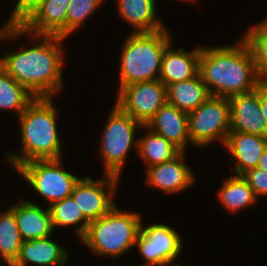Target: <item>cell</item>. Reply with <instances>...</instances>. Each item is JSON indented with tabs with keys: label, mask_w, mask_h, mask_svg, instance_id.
<instances>
[{
	"label": "cell",
	"mask_w": 267,
	"mask_h": 266,
	"mask_svg": "<svg viewBox=\"0 0 267 266\" xmlns=\"http://www.w3.org/2000/svg\"><path fill=\"white\" fill-rule=\"evenodd\" d=\"M141 225L140 213L121 211L115 205L89 223L81 241L97 255L119 257L135 246Z\"/></svg>",
	"instance_id": "obj_5"
},
{
	"label": "cell",
	"mask_w": 267,
	"mask_h": 266,
	"mask_svg": "<svg viewBox=\"0 0 267 266\" xmlns=\"http://www.w3.org/2000/svg\"><path fill=\"white\" fill-rule=\"evenodd\" d=\"M48 207L51 213L54 229L57 226L64 227L77 225L78 223L80 224V222H83L79 225V227L77 226V228L75 229L80 239L85 235L89 222L82 215V211L79 210V207L77 206V203L72 196L55 202Z\"/></svg>",
	"instance_id": "obj_26"
},
{
	"label": "cell",
	"mask_w": 267,
	"mask_h": 266,
	"mask_svg": "<svg viewBox=\"0 0 267 266\" xmlns=\"http://www.w3.org/2000/svg\"><path fill=\"white\" fill-rule=\"evenodd\" d=\"M218 190V199L231 213L252 205L257 199L242 175L229 176Z\"/></svg>",
	"instance_id": "obj_23"
},
{
	"label": "cell",
	"mask_w": 267,
	"mask_h": 266,
	"mask_svg": "<svg viewBox=\"0 0 267 266\" xmlns=\"http://www.w3.org/2000/svg\"><path fill=\"white\" fill-rule=\"evenodd\" d=\"M255 90L259 94L261 112L267 125V80H260Z\"/></svg>",
	"instance_id": "obj_31"
},
{
	"label": "cell",
	"mask_w": 267,
	"mask_h": 266,
	"mask_svg": "<svg viewBox=\"0 0 267 266\" xmlns=\"http://www.w3.org/2000/svg\"><path fill=\"white\" fill-rule=\"evenodd\" d=\"M36 97L18 83L0 65V109H12L20 114Z\"/></svg>",
	"instance_id": "obj_24"
},
{
	"label": "cell",
	"mask_w": 267,
	"mask_h": 266,
	"mask_svg": "<svg viewBox=\"0 0 267 266\" xmlns=\"http://www.w3.org/2000/svg\"><path fill=\"white\" fill-rule=\"evenodd\" d=\"M120 17L134 26V33L155 32L166 27L156 16V0H117Z\"/></svg>",
	"instance_id": "obj_20"
},
{
	"label": "cell",
	"mask_w": 267,
	"mask_h": 266,
	"mask_svg": "<svg viewBox=\"0 0 267 266\" xmlns=\"http://www.w3.org/2000/svg\"><path fill=\"white\" fill-rule=\"evenodd\" d=\"M10 208L15 212L23 241L50 237L53 234L54 227L49 207L44 210L31 201L23 200Z\"/></svg>",
	"instance_id": "obj_18"
},
{
	"label": "cell",
	"mask_w": 267,
	"mask_h": 266,
	"mask_svg": "<svg viewBox=\"0 0 267 266\" xmlns=\"http://www.w3.org/2000/svg\"><path fill=\"white\" fill-rule=\"evenodd\" d=\"M198 73L210 95L224 98L252 92L260 81L243 37L238 45L200 48Z\"/></svg>",
	"instance_id": "obj_2"
},
{
	"label": "cell",
	"mask_w": 267,
	"mask_h": 266,
	"mask_svg": "<svg viewBox=\"0 0 267 266\" xmlns=\"http://www.w3.org/2000/svg\"><path fill=\"white\" fill-rule=\"evenodd\" d=\"M257 167L267 172V147L264 149Z\"/></svg>",
	"instance_id": "obj_32"
},
{
	"label": "cell",
	"mask_w": 267,
	"mask_h": 266,
	"mask_svg": "<svg viewBox=\"0 0 267 266\" xmlns=\"http://www.w3.org/2000/svg\"><path fill=\"white\" fill-rule=\"evenodd\" d=\"M61 159H36L21 164L17 173L51 205L71 196L80 178L62 169Z\"/></svg>",
	"instance_id": "obj_7"
},
{
	"label": "cell",
	"mask_w": 267,
	"mask_h": 266,
	"mask_svg": "<svg viewBox=\"0 0 267 266\" xmlns=\"http://www.w3.org/2000/svg\"><path fill=\"white\" fill-rule=\"evenodd\" d=\"M105 175L106 179L98 180H93L89 176L80 178L72 190L71 196L89 223L107 214L115 206L112 197L119 177Z\"/></svg>",
	"instance_id": "obj_11"
},
{
	"label": "cell",
	"mask_w": 267,
	"mask_h": 266,
	"mask_svg": "<svg viewBox=\"0 0 267 266\" xmlns=\"http://www.w3.org/2000/svg\"><path fill=\"white\" fill-rule=\"evenodd\" d=\"M209 96L208 88L199 73L192 79L167 87V102L186 113L197 109Z\"/></svg>",
	"instance_id": "obj_21"
},
{
	"label": "cell",
	"mask_w": 267,
	"mask_h": 266,
	"mask_svg": "<svg viewBox=\"0 0 267 266\" xmlns=\"http://www.w3.org/2000/svg\"><path fill=\"white\" fill-rule=\"evenodd\" d=\"M105 124L100 144L105 173L120 178L129 149L134 147L133 145L136 150L138 149V140H135L134 135L137 127H143V125L117 104Z\"/></svg>",
	"instance_id": "obj_6"
},
{
	"label": "cell",
	"mask_w": 267,
	"mask_h": 266,
	"mask_svg": "<svg viewBox=\"0 0 267 266\" xmlns=\"http://www.w3.org/2000/svg\"><path fill=\"white\" fill-rule=\"evenodd\" d=\"M154 133L163 136L181 152H185L187 142L191 143L188 128V113L166 102L146 125Z\"/></svg>",
	"instance_id": "obj_15"
},
{
	"label": "cell",
	"mask_w": 267,
	"mask_h": 266,
	"mask_svg": "<svg viewBox=\"0 0 267 266\" xmlns=\"http://www.w3.org/2000/svg\"><path fill=\"white\" fill-rule=\"evenodd\" d=\"M230 103V131L267 137V125L261 112L256 90L228 98Z\"/></svg>",
	"instance_id": "obj_13"
},
{
	"label": "cell",
	"mask_w": 267,
	"mask_h": 266,
	"mask_svg": "<svg viewBox=\"0 0 267 266\" xmlns=\"http://www.w3.org/2000/svg\"><path fill=\"white\" fill-rule=\"evenodd\" d=\"M57 115L51 97H36L19 116L23 154L10 153L8 160L14 169L36 159H60L61 141Z\"/></svg>",
	"instance_id": "obj_3"
},
{
	"label": "cell",
	"mask_w": 267,
	"mask_h": 266,
	"mask_svg": "<svg viewBox=\"0 0 267 266\" xmlns=\"http://www.w3.org/2000/svg\"><path fill=\"white\" fill-rule=\"evenodd\" d=\"M104 0H71L66 15V38L100 7Z\"/></svg>",
	"instance_id": "obj_28"
},
{
	"label": "cell",
	"mask_w": 267,
	"mask_h": 266,
	"mask_svg": "<svg viewBox=\"0 0 267 266\" xmlns=\"http://www.w3.org/2000/svg\"><path fill=\"white\" fill-rule=\"evenodd\" d=\"M166 47L162 56L159 80L168 87L170 84L189 80L198 74L200 48L184 51L183 47L171 49Z\"/></svg>",
	"instance_id": "obj_16"
},
{
	"label": "cell",
	"mask_w": 267,
	"mask_h": 266,
	"mask_svg": "<svg viewBox=\"0 0 267 266\" xmlns=\"http://www.w3.org/2000/svg\"><path fill=\"white\" fill-rule=\"evenodd\" d=\"M185 152H180L173 159L146 169V184L159 188L166 193L183 191L195 180L190 167L184 163Z\"/></svg>",
	"instance_id": "obj_14"
},
{
	"label": "cell",
	"mask_w": 267,
	"mask_h": 266,
	"mask_svg": "<svg viewBox=\"0 0 267 266\" xmlns=\"http://www.w3.org/2000/svg\"><path fill=\"white\" fill-rule=\"evenodd\" d=\"M71 0H42L18 24L35 35L66 38V15Z\"/></svg>",
	"instance_id": "obj_12"
},
{
	"label": "cell",
	"mask_w": 267,
	"mask_h": 266,
	"mask_svg": "<svg viewBox=\"0 0 267 266\" xmlns=\"http://www.w3.org/2000/svg\"><path fill=\"white\" fill-rule=\"evenodd\" d=\"M22 244L23 239L17 226L15 212L9 208L0 214V258L6 264H14L19 257Z\"/></svg>",
	"instance_id": "obj_25"
},
{
	"label": "cell",
	"mask_w": 267,
	"mask_h": 266,
	"mask_svg": "<svg viewBox=\"0 0 267 266\" xmlns=\"http://www.w3.org/2000/svg\"><path fill=\"white\" fill-rule=\"evenodd\" d=\"M191 144L207 146L219 139L225 145L230 132V103L228 98L210 95L197 109L188 113Z\"/></svg>",
	"instance_id": "obj_8"
},
{
	"label": "cell",
	"mask_w": 267,
	"mask_h": 266,
	"mask_svg": "<svg viewBox=\"0 0 267 266\" xmlns=\"http://www.w3.org/2000/svg\"><path fill=\"white\" fill-rule=\"evenodd\" d=\"M42 0H18L6 23L18 24Z\"/></svg>",
	"instance_id": "obj_30"
},
{
	"label": "cell",
	"mask_w": 267,
	"mask_h": 266,
	"mask_svg": "<svg viewBox=\"0 0 267 266\" xmlns=\"http://www.w3.org/2000/svg\"><path fill=\"white\" fill-rule=\"evenodd\" d=\"M148 130L145 136L138 139V156L145 162L146 167L162 164L173 159L181 151L163 136Z\"/></svg>",
	"instance_id": "obj_22"
},
{
	"label": "cell",
	"mask_w": 267,
	"mask_h": 266,
	"mask_svg": "<svg viewBox=\"0 0 267 266\" xmlns=\"http://www.w3.org/2000/svg\"><path fill=\"white\" fill-rule=\"evenodd\" d=\"M257 198L259 195H267V172L256 167L242 174Z\"/></svg>",
	"instance_id": "obj_29"
},
{
	"label": "cell",
	"mask_w": 267,
	"mask_h": 266,
	"mask_svg": "<svg viewBox=\"0 0 267 266\" xmlns=\"http://www.w3.org/2000/svg\"><path fill=\"white\" fill-rule=\"evenodd\" d=\"M167 102V87L159 80L136 82L124 86L116 104L143 126Z\"/></svg>",
	"instance_id": "obj_9"
},
{
	"label": "cell",
	"mask_w": 267,
	"mask_h": 266,
	"mask_svg": "<svg viewBox=\"0 0 267 266\" xmlns=\"http://www.w3.org/2000/svg\"><path fill=\"white\" fill-rule=\"evenodd\" d=\"M69 256L67 250L51 240L50 237L23 241L19 257L8 266H27L32 263L38 266H64Z\"/></svg>",
	"instance_id": "obj_19"
},
{
	"label": "cell",
	"mask_w": 267,
	"mask_h": 266,
	"mask_svg": "<svg viewBox=\"0 0 267 266\" xmlns=\"http://www.w3.org/2000/svg\"><path fill=\"white\" fill-rule=\"evenodd\" d=\"M171 38L167 28L128 35L121 51L119 91L132 83L159 79L162 56Z\"/></svg>",
	"instance_id": "obj_4"
},
{
	"label": "cell",
	"mask_w": 267,
	"mask_h": 266,
	"mask_svg": "<svg viewBox=\"0 0 267 266\" xmlns=\"http://www.w3.org/2000/svg\"><path fill=\"white\" fill-rule=\"evenodd\" d=\"M224 146L237 161L236 175H242L258 166L264 149L267 147V137L230 131Z\"/></svg>",
	"instance_id": "obj_17"
},
{
	"label": "cell",
	"mask_w": 267,
	"mask_h": 266,
	"mask_svg": "<svg viewBox=\"0 0 267 266\" xmlns=\"http://www.w3.org/2000/svg\"><path fill=\"white\" fill-rule=\"evenodd\" d=\"M172 266H183V265H181V264H175V265H172Z\"/></svg>",
	"instance_id": "obj_33"
},
{
	"label": "cell",
	"mask_w": 267,
	"mask_h": 266,
	"mask_svg": "<svg viewBox=\"0 0 267 266\" xmlns=\"http://www.w3.org/2000/svg\"><path fill=\"white\" fill-rule=\"evenodd\" d=\"M21 35L42 38L40 45L21 51L8 52L0 58V65L35 97H52L62 88V64L65 38L52 35H35L19 24L6 23L0 28V40H15ZM63 48V49H62Z\"/></svg>",
	"instance_id": "obj_1"
},
{
	"label": "cell",
	"mask_w": 267,
	"mask_h": 266,
	"mask_svg": "<svg viewBox=\"0 0 267 266\" xmlns=\"http://www.w3.org/2000/svg\"><path fill=\"white\" fill-rule=\"evenodd\" d=\"M173 227L165 224L141 225L135 245L146 263L142 266H168L180 257L182 241Z\"/></svg>",
	"instance_id": "obj_10"
},
{
	"label": "cell",
	"mask_w": 267,
	"mask_h": 266,
	"mask_svg": "<svg viewBox=\"0 0 267 266\" xmlns=\"http://www.w3.org/2000/svg\"><path fill=\"white\" fill-rule=\"evenodd\" d=\"M243 38L252 51L259 80H267V18L249 28Z\"/></svg>",
	"instance_id": "obj_27"
}]
</instances>
